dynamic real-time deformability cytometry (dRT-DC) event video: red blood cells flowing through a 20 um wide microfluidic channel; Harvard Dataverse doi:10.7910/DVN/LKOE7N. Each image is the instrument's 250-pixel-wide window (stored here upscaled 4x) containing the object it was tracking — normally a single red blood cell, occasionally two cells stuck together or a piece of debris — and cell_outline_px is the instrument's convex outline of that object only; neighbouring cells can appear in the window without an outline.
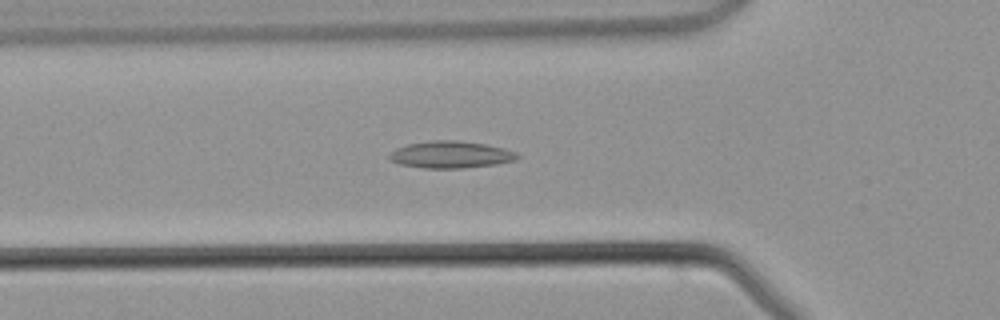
{"species": "common noctule bat (a hibernating species)", "species_latin": "Nyctalus noctula", "temperature_condition": "warm", "stored_images_in_passage": 32, "camera_frame_rate_fps": 3000, "um_per_image_px": 0.085, "animal": {"sex": "male", "body_mass_g": 21.5, "forearm_length_mm": 52.0}, "frame": {"image": 1, "passage_image": 6, "time_ms": 1.667, "image_size_px": [1000, 320], "cell_outline_px": [[520, 156], [516, 160], [496, 164], [460, 168], [424, 168], [400, 164], [388, 160], [388, 156], [396, 148], [408, 144], [432, 140], [456, 140], [484, 144], [504, 148], [516, 152]], "centroid_in_image_um": [38.3, 13.14], "position_along_channel_um": 87.5, "area_um2": 20.06}}
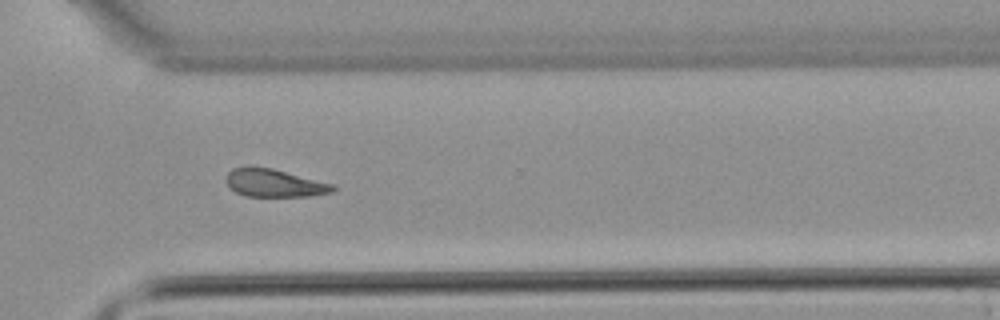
{"frame": {"image": 2, "passage_image": 23, "time_ms": 7.333, "image_size_px": [1000, 320], "cell_outline_px": [[336, 188], [332, 192], [312, 196], [244, 196], [236, 192], [228, 184], [228, 172], [232, 168], [272, 168], [336, 184]], "centroid_in_image_um": [23.42, 15.58], "position_along_channel_um": 347.2, "area_um2": 17.05}}
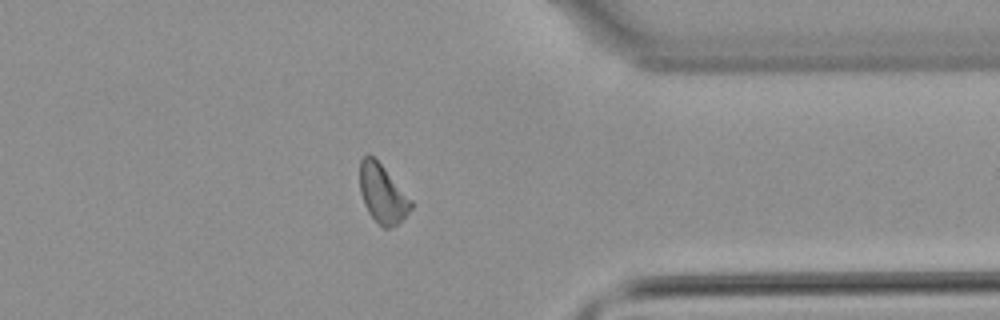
{"frame": {"image": 3, "passage_image": 26, "time_ms": 8.333, "image_size_px": [1000, 320], "cell_outline_px": [[412, 208], [396, 224], [388, 228], [384, 228], [368, 212], [364, 204], [360, 192], [360, 160], [364, 156], [372, 156], [384, 168], [412, 200]], "centroid_in_image_um": [32.5, 16.47], "position_along_channel_um": 378.9, "area_um2": 16.94}}